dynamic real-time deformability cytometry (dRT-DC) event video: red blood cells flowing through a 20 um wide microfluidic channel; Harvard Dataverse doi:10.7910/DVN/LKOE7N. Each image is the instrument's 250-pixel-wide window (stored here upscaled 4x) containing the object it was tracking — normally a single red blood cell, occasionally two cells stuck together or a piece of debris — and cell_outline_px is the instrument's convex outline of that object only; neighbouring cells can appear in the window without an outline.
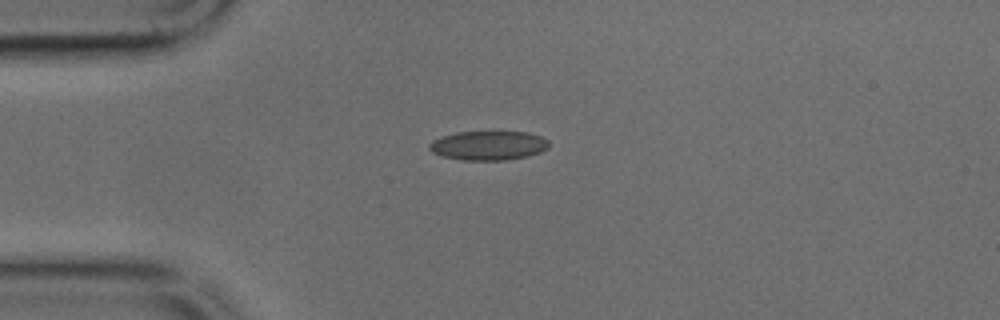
{"species": "common noctule bat (a hibernating species)", "species_latin": "Nyctalus noctula", "temperature_condition": "cold", "stored_images_in_passage": 28, "camera_frame_rate_fps": 3000, "um_per_image_px": 0.085, "animal": {"sex": "male", "body_mass_g": 17.9, "forearm_length_mm": 54.2}, "frame": {"image": 1, "passage_image": 1, "time_ms": 0.0, "image_size_px": [1000, 320], "cell_outline_px": [[548, 148], [540, 152], [528, 156], [508, 160], [460, 160], [440, 156], [432, 152], [428, 148], [428, 144], [432, 140], [456, 132], [528, 132], [540, 136], [548, 140]], "centroid_in_image_um": [41.49, 12.38], "position_along_channel_um": 43.5, "area_um2": 20.46}}
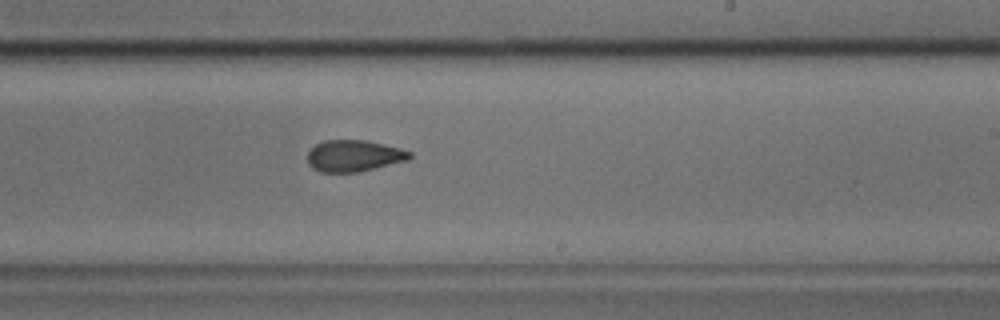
{"frame": {"image": 2, "passage_image": 18, "time_ms": 5.667, "image_size_px": [1000, 320], "cell_outline_px": [[412, 156], [408, 160], [360, 172], [320, 172], [312, 168], [308, 164], [308, 152], [316, 144], [324, 140], [368, 140], [400, 148], [412, 152]], "centroid_in_image_um": [30.09, 13.24], "position_along_channel_um": 258.9, "area_um2": 18.9}}
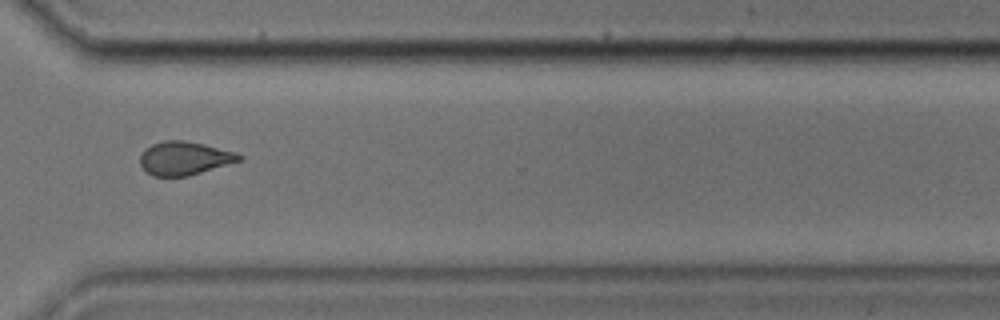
{"frame": {"image": 3, "passage_image": 25, "time_ms": 8.0, "image_size_px": [1000, 320], "cell_outline_px": [[244, 156], [240, 160], [188, 176], [152, 176], [140, 164], [140, 156], [144, 148], [152, 144], [164, 140], [184, 140], [204, 144], [236, 152]], "centroid_in_image_um": [15.65, 13.43], "position_along_channel_um": 355.0, "area_um2": 19.19}}